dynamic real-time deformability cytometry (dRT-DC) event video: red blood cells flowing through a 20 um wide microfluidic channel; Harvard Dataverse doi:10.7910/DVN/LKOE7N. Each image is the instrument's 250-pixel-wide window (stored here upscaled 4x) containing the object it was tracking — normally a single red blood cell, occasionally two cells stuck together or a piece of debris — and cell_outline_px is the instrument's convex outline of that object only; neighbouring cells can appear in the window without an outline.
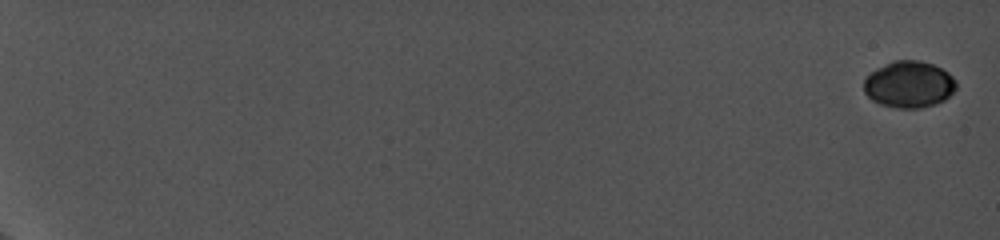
{"species": "common noctule bat (a hibernating species)", "species_latin": "Nyctalus noctula", "temperature_condition": "cold", "stored_images_in_passage": 13, "camera_frame_rate_fps": 5000, "um_per_image_px": 0.085, "animal": {"sex": "female", "body_mass_g": 19.0, "forearm_length_mm": 56.7}, "frame": {"image": 1, "passage_image": 1, "time_ms": 0.0, "image_size_px": [1000, 240], "cell_outline_px": [[956, 88], [944, 100], [936, 104], [920, 108], [896, 108], [880, 104], [872, 100], [864, 92], [864, 80], [876, 68], [892, 60], [920, 60], [932, 64], [948, 72], [956, 80]], "centroid_in_image_um": [77.26, 7.17], "position_along_channel_um": 7.7, "area_um2": 25.14}}
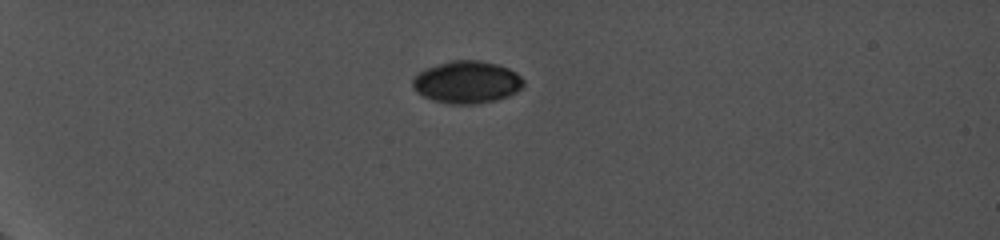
{"frame": {"image": 2, "passage_image": 10, "time_ms": 6.2, "image_size_px": [1000, 240], "cell_outline_px": [[524, 84], [516, 92], [508, 96], [496, 100], [476, 104], [448, 104], [432, 100], [424, 96], [412, 84], [412, 80], [420, 72], [428, 68], [448, 60], [480, 60], [496, 64], [508, 68], [516, 72], [524, 80]], "centroid_in_image_um": [39.72, 6.98], "position_along_channel_um": 45.3, "area_um2": 27.17}}
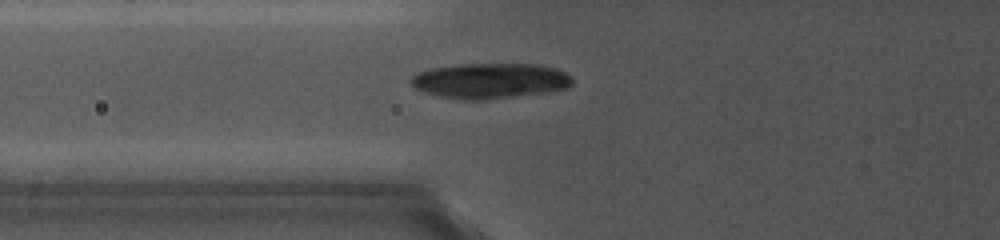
{"frame": {"image": 3, "passage_image": 13, "time_ms": 9.0, "image_size_px": [1000, 240], "cell_outline_px": [[572, 84], [568, 88], [548, 92], [488, 100], [464, 100], [440, 96], [424, 92], [416, 88], [408, 80], [416, 72], [432, 68], [460, 64], [540, 64], [556, 68], [572, 76]], "centroid_in_image_um": [41.67, 6.87], "position_along_channel_um": 84.1, "area_um2": 33.58}}